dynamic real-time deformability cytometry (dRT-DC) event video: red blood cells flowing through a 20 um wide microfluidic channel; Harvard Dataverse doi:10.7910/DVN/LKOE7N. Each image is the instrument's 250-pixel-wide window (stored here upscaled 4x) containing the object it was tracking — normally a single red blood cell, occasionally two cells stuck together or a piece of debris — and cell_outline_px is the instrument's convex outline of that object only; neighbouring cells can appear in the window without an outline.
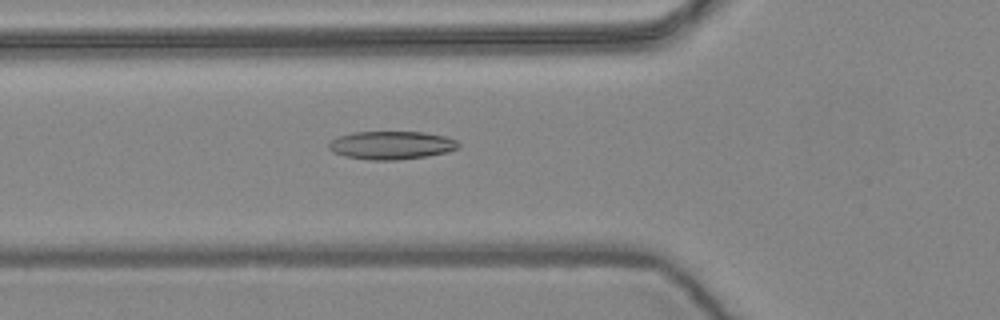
{"species": "common noctule bat (a hibernating species)", "species_latin": "Nyctalus noctula", "temperature_condition": "warm", "stored_images_in_passage": 29, "camera_frame_rate_fps": 3000, "um_per_image_px": 0.085, "animal": {"sex": "female", "body_mass_g": 24.6, "forearm_length_mm": 56.2}, "frame": {"image": 1, "passage_image": 3, "time_ms": 0.667, "image_size_px": [1000, 320], "cell_outline_px": [[460, 148], [448, 152], [428, 156], [396, 160], [368, 160], [344, 156], [332, 152], [328, 148], [328, 144], [336, 136], [352, 132], [424, 132], [448, 136], [456, 140], [460, 144]], "centroid_in_image_um": [33.28, 12.34], "position_along_channel_um": 92.5, "area_um2": 21.68}}
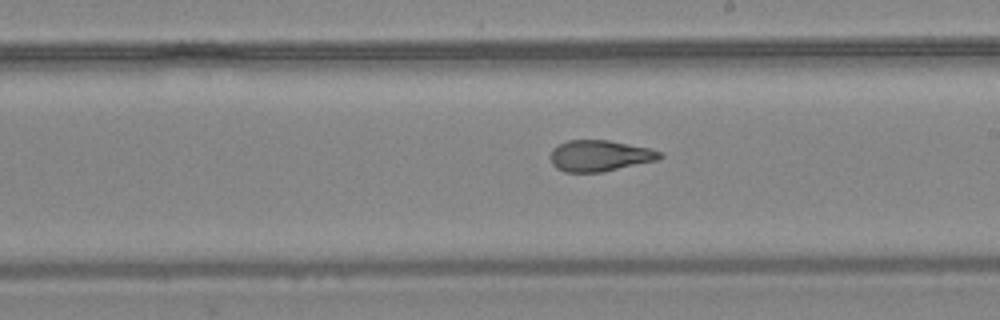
{"frame": {"image": 2, "passage_image": 15, "time_ms": 4.667, "image_size_px": [1000, 320], "cell_outline_px": [[664, 156], [656, 160], [604, 172], [564, 172], [556, 168], [552, 164], [548, 156], [552, 148], [568, 140], [608, 140], [648, 148], [664, 152]], "centroid_in_image_um": [50.94, 13.24], "position_along_channel_um": 238.1, "area_um2": 20.0}}
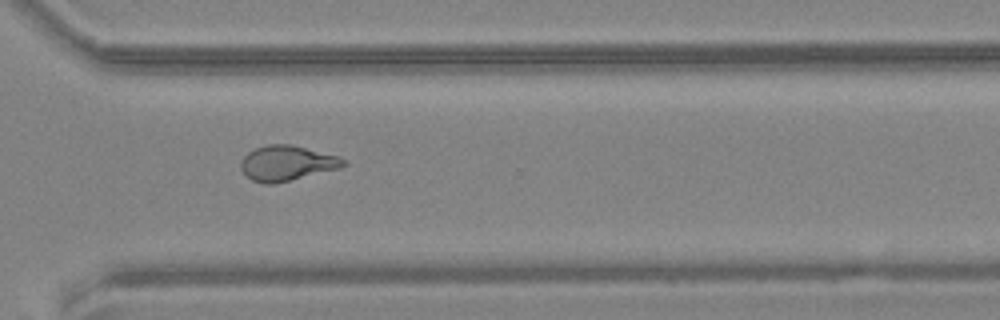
{"frame": {"image": 3, "passage_image": 24, "time_ms": 7.667, "image_size_px": [1000, 320], "cell_outline_px": [[348, 164], [340, 168], [272, 184], [264, 184], [252, 180], [240, 168], [240, 160], [248, 152], [256, 148], [268, 144], [288, 144], [340, 156]], "centroid_in_image_um": [24.38, 13.86], "position_along_channel_um": 346.2, "area_um2": 20.81}, "authors_computed_cell_mechanics": {"area_um2": 20.23, "velocity_mm_per_s": 3.6158, "shape_relaxation_time_tau1_ms": null, "shape_relaxation_time_tau2_ms": 2.1612, "deformation_change_tau1": null, "deformation_change_tau2": 0.0916}}